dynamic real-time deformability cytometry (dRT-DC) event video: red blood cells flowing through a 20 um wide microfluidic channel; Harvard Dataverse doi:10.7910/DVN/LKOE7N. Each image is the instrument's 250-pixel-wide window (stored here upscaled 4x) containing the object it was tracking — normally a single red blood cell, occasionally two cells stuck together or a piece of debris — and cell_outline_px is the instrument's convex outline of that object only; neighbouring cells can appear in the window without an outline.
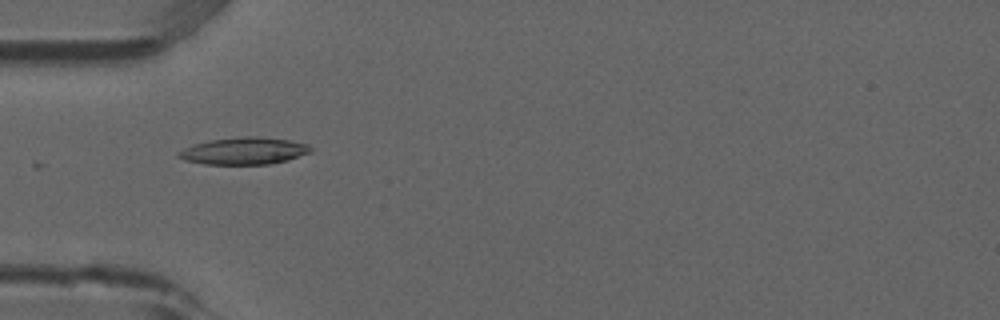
{"species": "common noctule bat (a hibernating species)", "species_latin": "Nyctalus noctula", "temperature_condition": "room temperature", "stored_images_in_passage": 6, "camera_frame_rate_fps": 3000, "um_per_image_px": 0.085, "animal": {"sex": "male", "forearm_length_mm": 52.5}, "frame": {"image": 1, "passage_image": 3, "time_ms": 0.667, "image_size_px": [1000, 320], "cell_outline_px": [[312, 152], [288, 160], [268, 164], [204, 164], [184, 160], [176, 156], [176, 152], [192, 144], [212, 140], [244, 136], [260, 136], [288, 140], [308, 144], [312, 148]], "centroid_in_image_um": [20.73, 12.83], "position_along_channel_um": 64.3, "area_um2": 20.92}}
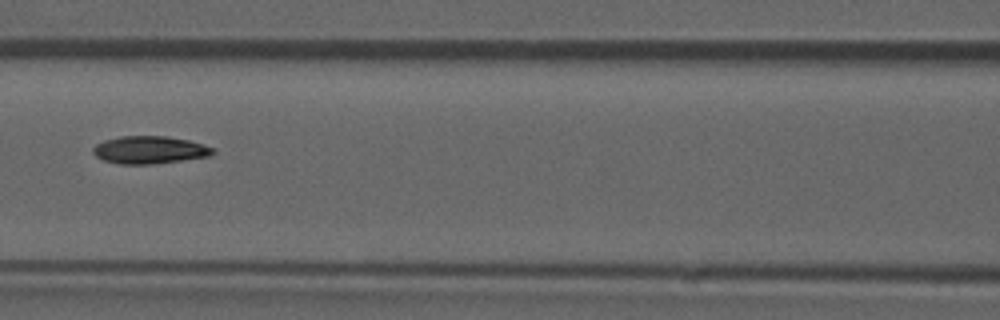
{"frame": {"image": 2, "passage_image": 5, "time_ms": 1.333, "image_size_px": [1000, 320], "cell_outline_px": [[216, 152], [208, 156], [152, 164], [120, 164], [104, 160], [96, 156], [92, 152], [92, 148], [96, 144], [104, 140], [120, 136], [164, 136], [188, 140], [204, 144], [216, 148]], "centroid_in_image_um": [12.71, 12.73], "position_along_channel_um": 153.9, "area_um2": 19.25}}